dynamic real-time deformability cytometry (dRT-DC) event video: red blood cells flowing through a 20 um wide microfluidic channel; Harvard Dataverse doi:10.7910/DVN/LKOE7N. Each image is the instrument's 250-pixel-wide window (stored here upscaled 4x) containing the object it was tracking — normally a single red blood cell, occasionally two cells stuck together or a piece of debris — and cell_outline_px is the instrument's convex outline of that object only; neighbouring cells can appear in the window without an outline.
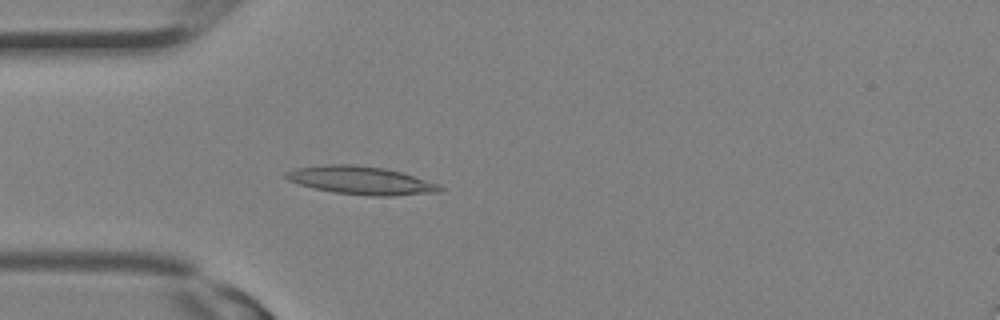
{"species": "Egyptian fruit bat (a non-hibernating species)", "species_latin": "Rousettus aegyptiacus", "temperature_condition": "room temperature", "stored_images_in_passage": 17, "camera_frame_rate_fps": 3000, "um_per_image_px": 0.085, "animal": {"sex": "female"}, "frame": {"image": 1, "passage_image": 9, "time_ms": 2.667, "image_size_px": [1000, 320], "cell_outline_px": [[444, 188], [440, 192], [392, 196], [368, 196], [332, 192], [300, 184], [288, 180], [284, 176], [284, 172], [296, 168], [324, 164], [356, 164], [384, 168], [400, 172], [440, 184]], "centroid_in_image_um": [30.69, 15.33], "position_along_channel_um": 54.3, "area_um2": 25.32}}
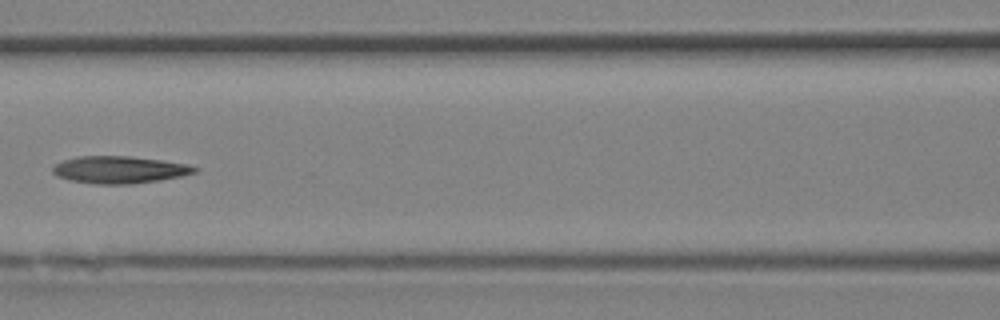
{"frame": {"image": 2, "passage_image": 14, "time_ms": 4.333, "image_size_px": [1000, 320], "cell_outline_px": [[200, 168], [196, 172], [180, 176], [160, 180], [132, 184], [96, 184], [68, 180], [56, 176], [52, 172], [52, 164], [76, 156], [128, 156], [160, 160], [188, 164]], "centroid_in_image_um": [10.11, 14.43], "position_along_channel_um": 156.5, "area_um2": 22.66}}
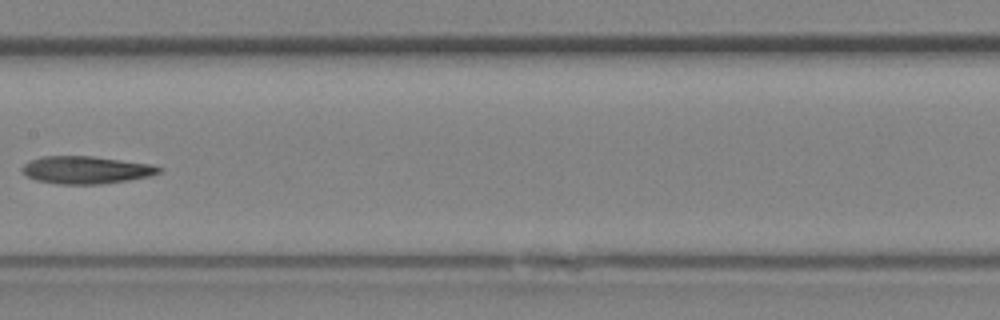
{"frame": {"image": 3, "passage_image": 16, "time_ms": 5.0, "image_size_px": [1000, 320], "cell_outline_px": [[164, 168], [160, 172], [148, 176], [128, 180], [100, 184], [60, 184], [36, 180], [28, 176], [20, 168], [24, 164], [40, 156], [92, 156], [148, 164]], "centroid_in_image_um": [7.29, 14.44], "position_along_channel_um": 200.1, "area_um2": 21.68}}